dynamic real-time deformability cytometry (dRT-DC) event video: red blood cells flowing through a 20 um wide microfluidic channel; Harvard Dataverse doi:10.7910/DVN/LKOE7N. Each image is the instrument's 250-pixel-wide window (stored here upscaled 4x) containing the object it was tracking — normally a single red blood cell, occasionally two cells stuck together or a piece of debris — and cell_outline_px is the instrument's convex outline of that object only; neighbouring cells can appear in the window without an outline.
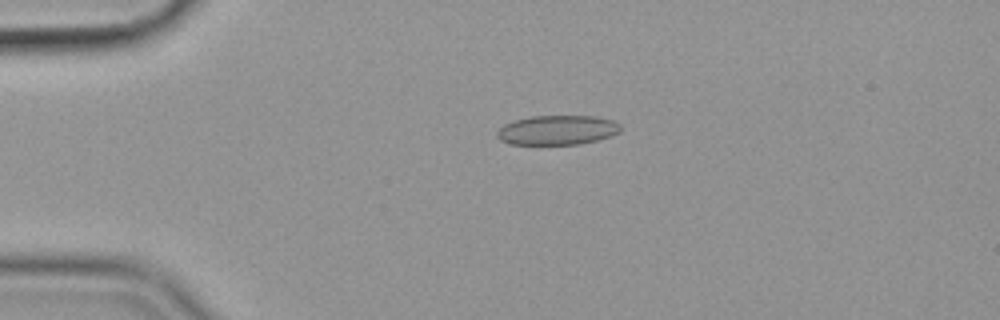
{"species": "common noctule bat (a hibernating species)", "species_latin": "Nyctalus noctula", "temperature_condition": "cold", "stored_images_in_passage": 44, "camera_frame_rate_fps": 3000, "um_per_image_px": 0.085, "animal": {"sex": "female", "body_mass_g": 19.9}, "frame": {"image": 1, "passage_image": 1, "time_ms": 0.0, "image_size_px": [1000, 320], "cell_outline_px": [[620, 132], [612, 136], [580, 144], [508, 144], [500, 140], [496, 136], [496, 132], [504, 124], [512, 120], [532, 116], [596, 116], [612, 120], [620, 124]], "centroid_in_image_um": [47.35, 11.05], "position_along_channel_um": 37.6, "area_um2": 21.39}}
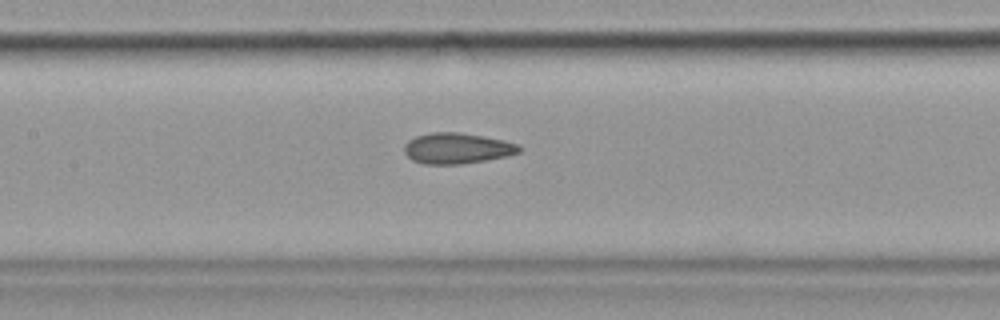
{"frame": {"image": 2, "passage_image": 15, "time_ms": 4.667, "image_size_px": [1000, 320], "cell_outline_px": [[524, 148], [520, 152], [508, 156], [460, 164], [424, 164], [412, 160], [404, 152], [404, 144], [408, 140], [416, 136], [432, 132], [460, 132], [484, 136], [504, 140], [520, 144]], "centroid_in_image_um": [38.88, 12.6], "position_along_channel_um": 168.5, "area_um2": 20.81}}
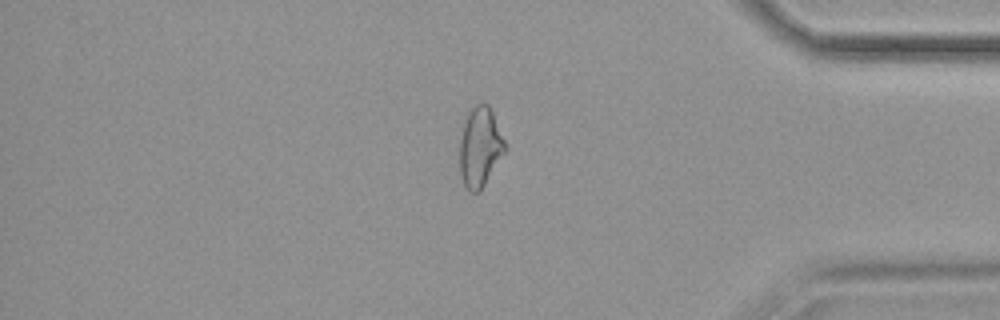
{"frame": {"image": 3, "passage_image": 36, "time_ms": 11.667, "image_size_px": [1000, 320], "cell_outline_px": [[508, 148], [480, 192], [472, 192], [464, 184], [460, 176], [460, 140], [464, 124], [468, 112], [476, 104], [488, 104], [492, 112]], "centroid_in_image_um": [40.82, 12.53], "position_along_channel_um": 394.4, "area_um2": 20.92}, "authors_computed_cell_mechanics": {"area_um2": 21.0681, "velocity_mm_per_s": 3.5766, "shape_relaxation_time_tau1_ms": null, "shape_relaxation_time_tau2_ms": 1.9547, "deformation_change_tau1": null, "deformation_change_tau2": 0.0713}}